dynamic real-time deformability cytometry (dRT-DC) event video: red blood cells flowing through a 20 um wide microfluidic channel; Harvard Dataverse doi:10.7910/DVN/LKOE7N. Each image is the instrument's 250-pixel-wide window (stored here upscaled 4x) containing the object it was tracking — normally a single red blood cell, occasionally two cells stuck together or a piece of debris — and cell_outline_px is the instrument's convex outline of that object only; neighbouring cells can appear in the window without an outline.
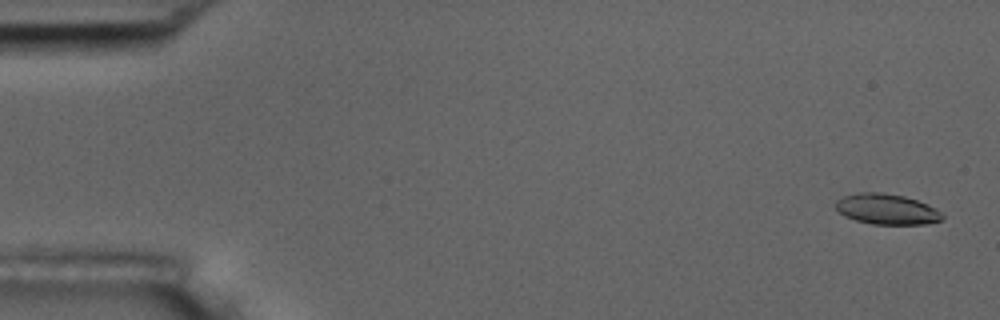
{"species": "common noctule bat (a hibernating species)", "species_latin": "Nyctalus noctula", "temperature_condition": "room temperature", "stored_images_in_passage": 5, "camera_frame_rate_fps": 3000, "um_per_image_px": 0.085, "animal": {"sex": "male", "body_mass_g": 17.5, "forearm_length_mm": 52.3}, "frame": {"image": 1, "passage_image": 1, "time_ms": 0.0, "image_size_px": [1000, 320], "cell_outline_px": [[944, 216], [940, 220], [924, 224], [872, 224], [856, 220], [844, 216], [836, 208], [836, 200], [844, 196], [860, 192], [884, 192], [904, 196], [928, 204], [936, 208]], "centroid_in_image_um": [75.37, 17.77], "position_along_channel_um": 9.6, "area_um2": 18.9}}
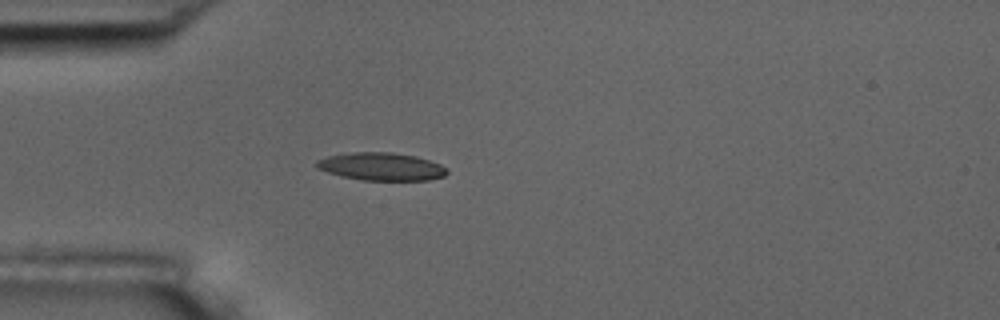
{"frame": {"image": 2, "passage_image": 5, "time_ms": 4.667, "image_size_px": [1000, 320], "cell_outline_px": [[448, 172], [444, 176], [428, 180], [360, 180], [328, 172], [316, 168], [316, 160], [328, 156], [352, 152], [392, 152], [416, 156], [440, 164], [448, 168]], "centroid_in_image_um": [32.43, 14.15], "position_along_channel_um": 52.6, "area_um2": 21.1}}